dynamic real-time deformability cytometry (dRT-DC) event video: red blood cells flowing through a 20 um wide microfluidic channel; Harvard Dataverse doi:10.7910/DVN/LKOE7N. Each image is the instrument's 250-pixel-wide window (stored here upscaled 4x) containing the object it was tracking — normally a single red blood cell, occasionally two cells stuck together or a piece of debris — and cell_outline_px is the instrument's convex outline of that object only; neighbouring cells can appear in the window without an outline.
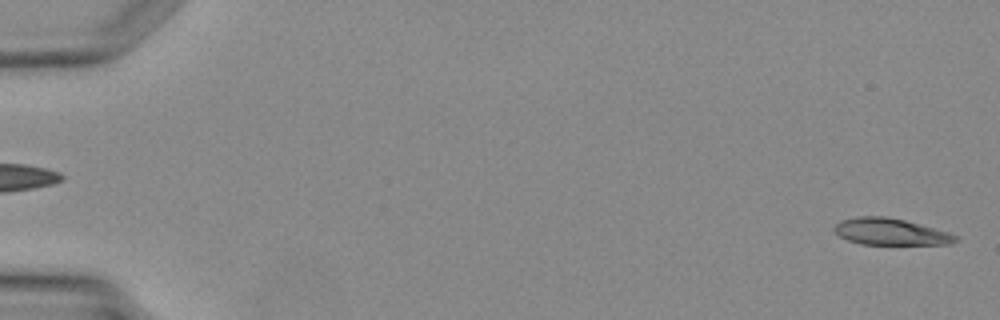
{"species": "Egyptian fruit bat (a non-hibernating species)", "species_latin": "Rousettus aegyptiacus", "temperature_condition": "warm", "stored_images_in_passage": 2, "segment_of_instrument_passage": [2, 2], "camera_frame_rate_fps": 3000, "um_per_image_px": 0.085, "animal": {"sex": "female"}, "frame": {"image": 1, "passage_image": 2, "time_ms": 1.0, "image_size_px": [1000, 320], "cell_outline_px": [[960, 240], [952, 244], [860, 244], [848, 240], [840, 236], [832, 228], [840, 220], [860, 216], [884, 216], [904, 220], [948, 232], [960, 236]], "centroid_in_image_um": [75.72, 19.7], "position_along_channel_um": 9.3, "area_um2": 18.79}}